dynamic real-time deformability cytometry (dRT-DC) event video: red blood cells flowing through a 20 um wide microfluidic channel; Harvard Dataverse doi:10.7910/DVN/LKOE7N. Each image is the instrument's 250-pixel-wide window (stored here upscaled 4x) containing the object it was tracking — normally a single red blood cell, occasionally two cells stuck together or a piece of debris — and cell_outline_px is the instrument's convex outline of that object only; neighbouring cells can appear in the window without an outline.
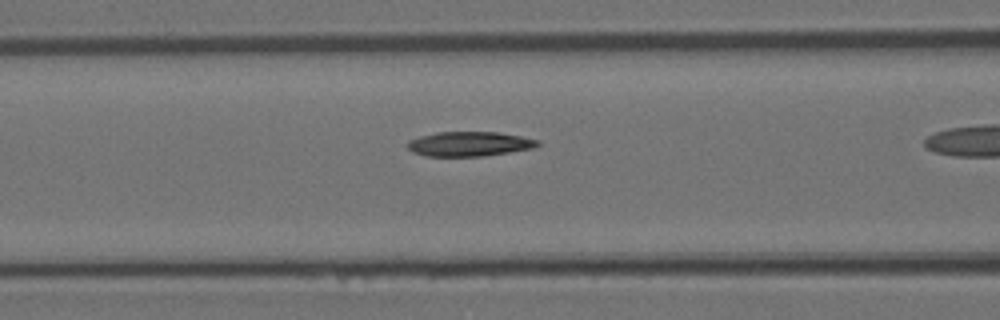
{"species": "Egyptian fruit bat (a non-hibernating species)", "species_latin": "Rousettus aegyptiacus", "temperature_condition": "room temperature", "stored_images_in_passage": 33, "camera_frame_rate_fps": 3000, "um_per_image_px": 0.085, "animal": {"sex": "female"}, "frame": {"image": 1, "passage_image": 15, "time_ms": 4.667, "image_size_px": [1000, 320], "cell_outline_px": [[540, 144], [532, 148], [484, 156], [424, 156], [412, 152], [404, 144], [408, 140], [420, 136], [436, 132], [496, 132], [520, 136], [540, 140]], "centroid_in_image_um": [39.83, 12.23], "position_along_channel_um": 126.8, "area_um2": 18.73}}
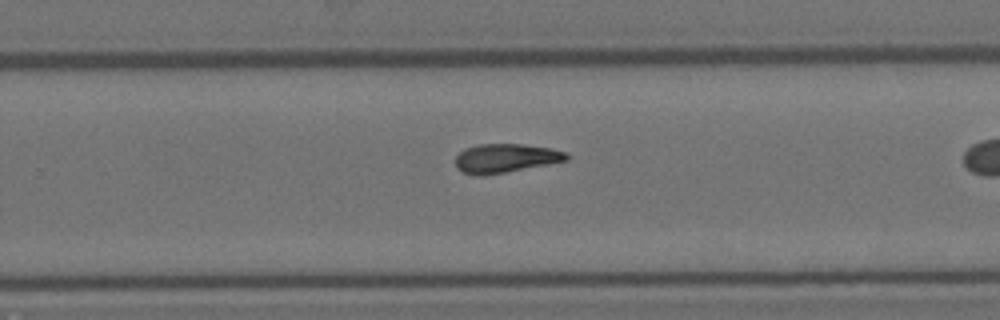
{"frame": {"image": 2, "passage_image": 26, "time_ms": 8.333, "image_size_px": [1000, 320], "cell_outline_px": [[568, 160], [548, 164], [484, 176], [480, 176], [464, 172], [456, 168], [456, 156], [464, 148], [480, 144], [520, 144], [552, 148], [568, 152]], "centroid_in_image_um": [42.97, 13.44], "position_along_channel_um": 286.8, "area_um2": 18.67}}
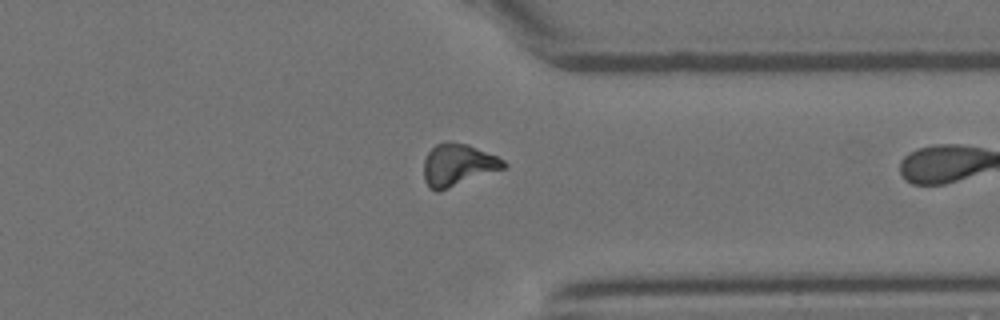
{"frame": {"image": 3, "passage_image": 32, "time_ms": 10.333, "image_size_px": [1000, 320], "cell_outline_px": [[508, 164], [504, 168], [440, 192], [436, 192], [428, 188], [424, 180], [424, 160], [428, 152], [436, 144], [448, 140], [468, 144], [496, 156], [504, 160]], "centroid_in_image_um": [38.89, 14.03], "position_along_channel_um": 372.5, "area_um2": 19.83}}